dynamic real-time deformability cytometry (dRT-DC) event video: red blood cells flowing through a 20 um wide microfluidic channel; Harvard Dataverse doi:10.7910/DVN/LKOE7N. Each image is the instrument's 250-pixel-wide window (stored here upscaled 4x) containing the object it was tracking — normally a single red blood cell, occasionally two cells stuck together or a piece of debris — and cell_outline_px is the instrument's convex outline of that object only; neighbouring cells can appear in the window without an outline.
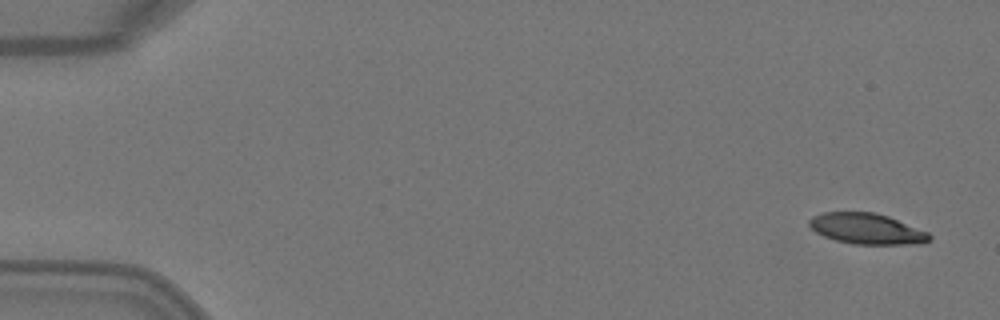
{"species": "Egyptian fruit bat (a non-hibernating species)", "species_latin": "Rousettus aegyptiacus", "temperature_condition": "warm", "stored_images_in_passage": 4, "camera_frame_rate_fps": 3000, "um_per_image_px": 0.085, "animal": {"sex": "female"}, "frame": {"image": 1, "passage_image": 1, "time_ms": 0.0, "image_size_px": [1000, 320], "cell_outline_px": [[932, 240], [920, 244], [852, 244], [836, 240], [824, 236], [816, 232], [808, 224], [808, 220], [812, 216], [820, 212], [876, 212], [888, 216], [928, 232], [932, 236]], "centroid_in_image_um": [73.67, 19.44], "position_along_channel_um": 11.3, "area_um2": 21.68}}
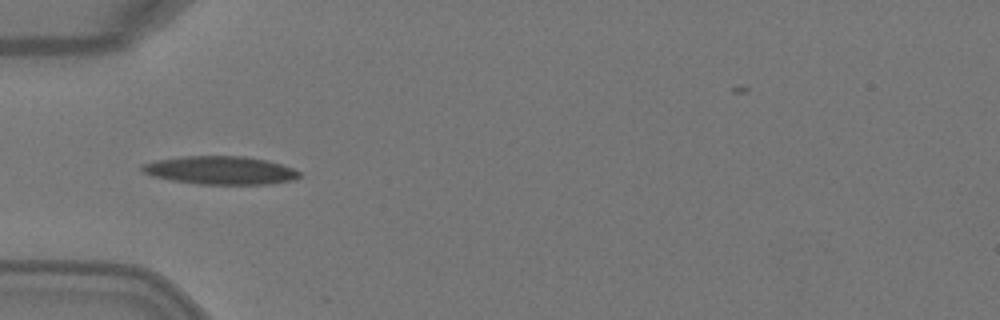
{"frame": {"image": 2, "passage_image": 4, "time_ms": 1.0, "image_size_px": [1000, 320], "cell_outline_px": [[300, 176], [296, 180], [268, 184], [196, 184], [172, 180], [152, 176], [144, 172], [140, 168], [140, 164], [156, 160], [184, 156], [244, 156], [268, 160], [292, 168], [300, 172]], "centroid_in_image_um": [18.73, 14.47], "position_along_channel_um": 66.3, "area_um2": 25.95}}